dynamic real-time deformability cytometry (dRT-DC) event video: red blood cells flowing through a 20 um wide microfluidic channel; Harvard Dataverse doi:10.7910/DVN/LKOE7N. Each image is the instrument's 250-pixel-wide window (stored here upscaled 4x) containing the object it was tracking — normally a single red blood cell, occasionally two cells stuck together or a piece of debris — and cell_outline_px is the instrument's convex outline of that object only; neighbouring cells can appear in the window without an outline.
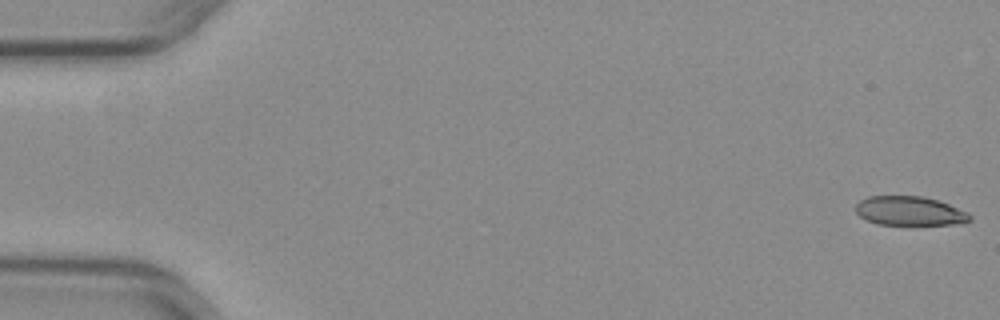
{"species": "common noctule bat (a hibernating species)", "species_latin": "Nyctalus noctula", "temperature_condition": "warm", "stored_images_in_passage": 46, "camera_frame_rate_fps": 3000, "um_per_image_px": 0.085, "animal": {"sex": "female", "body_mass_g": 29.2, "forearm_length_mm": 56.3}, "frame": {"image": 1, "passage_image": 1, "time_ms": 0.0, "image_size_px": [1000, 320], "cell_outline_px": [[972, 220], [960, 224], [908, 228], [876, 224], [860, 216], [856, 212], [856, 204], [860, 200], [868, 196], [924, 196], [948, 204], [968, 212], [972, 216]], "centroid_in_image_um": [77.36, 18.0], "position_along_channel_um": 7.6, "area_um2": 20.52}}
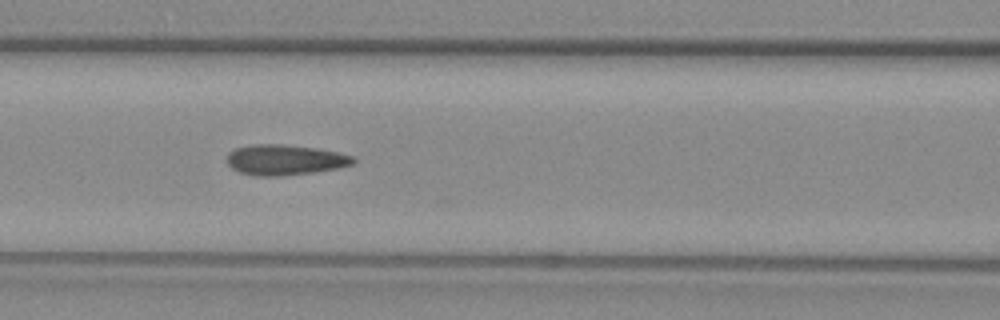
{"frame": {"image": 2, "passage_image": 23, "time_ms": 7.333, "image_size_px": [1000, 320], "cell_outline_px": [[356, 160], [352, 164], [340, 168], [312, 172], [280, 176], [252, 176], [240, 172], [232, 168], [228, 164], [228, 152], [236, 148], [252, 144], [280, 144], [316, 148], [336, 152], [352, 156]], "centroid_in_image_um": [24.2, 13.59], "position_along_channel_um": 142.4, "area_um2": 22.31}}
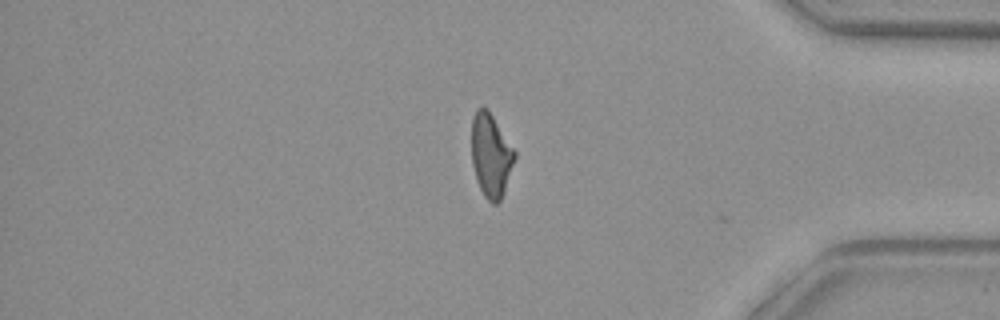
{"frame": {"image": 3, "passage_image": 44, "time_ms": 14.333, "image_size_px": [1000, 320], "cell_outline_px": [[516, 156], [500, 200], [496, 204], [492, 204], [484, 196], [476, 180], [472, 164], [472, 116], [476, 108], [488, 108], [516, 152]], "centroid_in_image_um": [41.71, 13.17], "position_along_channel_um": 393.5, "area_um2": 20.81}, "authors_computed_cell_mechanics": {"area_um2": 21.5016, "velocity_mm_per_s": 3.9769, "shape_relaxation_time_tau1_ms": null, "shape_relaxation_time_tau2_ms": 1.9276, "deformation_change_tau1": null, "deformation_change_tau2": 0.1056}}